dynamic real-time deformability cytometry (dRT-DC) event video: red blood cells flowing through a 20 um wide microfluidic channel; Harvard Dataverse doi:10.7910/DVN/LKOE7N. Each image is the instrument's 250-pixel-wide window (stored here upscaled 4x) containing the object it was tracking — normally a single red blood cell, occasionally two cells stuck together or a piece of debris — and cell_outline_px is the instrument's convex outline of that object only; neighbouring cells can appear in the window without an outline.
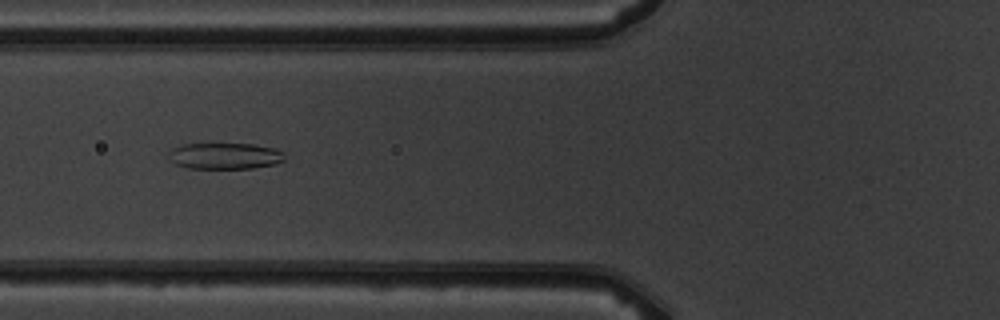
{"species": "common noctule bat (a hibernating species)", "species_latin": "Nyctalus noctula", "temperature_condition": "warm", "stored_images_in_passage": 10, "camera_frame_rate_fps": 3000, "um_per_image_px": 0.085, "animal": {"sex": "male", "body_mass_g": 19.5, "forearm_length_mm": 54.6}, "frame": {"image": 1, "passage_image": 7, "time_ms": 7.0, "image_size_px": [1000, 320], "cell_outline_px": [[284, 160], [276, 164], [252, 168], [188, 168], [176, 164], [168, 156], [168, 152], [172, 148], [184, 144], [252, 144], [272, 148], [284, 152]], "centroid_in_image_um": [19.11, 13.25], "position_along_channel_um": 106.7, "area_um2": 17.63}}
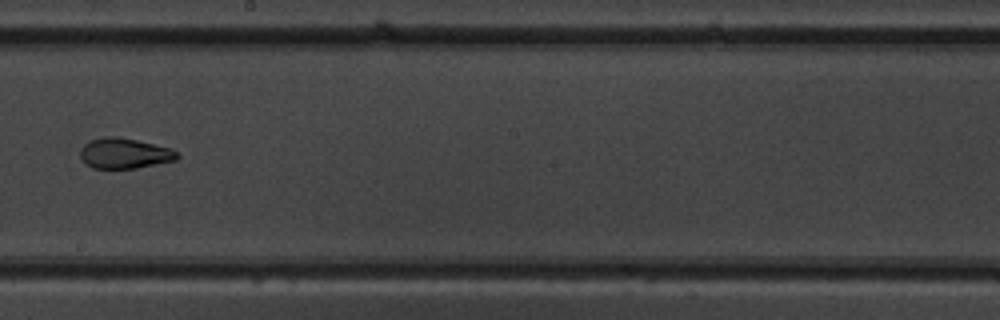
{"frame": {"image": 2, "passage_image": 10, "time_ms": 10.333, "image_size_px": [1000, 320], "cell_outline_px": [[180, 156], [176, 160], [136, 168], [92, 168], [84, 164], [80, 156], [80, 148], [84, 144], [92, 140], [104, 136], [116, 136], [136, 140], [172, 148]], "centroid_in_image_um": [10.56, 13.03], "position_along_channel_um": 237.6, "area_um2": 17.22}}